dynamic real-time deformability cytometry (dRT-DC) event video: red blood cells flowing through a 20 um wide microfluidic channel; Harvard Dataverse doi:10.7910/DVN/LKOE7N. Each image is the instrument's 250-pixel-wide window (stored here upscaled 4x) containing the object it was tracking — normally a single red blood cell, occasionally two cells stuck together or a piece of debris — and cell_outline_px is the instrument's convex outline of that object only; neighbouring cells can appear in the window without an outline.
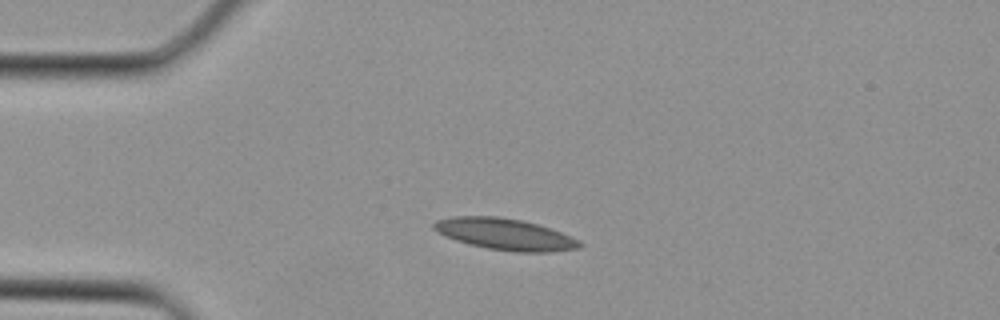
{"species": "Egyptian fruit bat (a non-hibernating species)", "species_latin": "Rousettus aegyptiacus", "temperature_condition": "cold", "stored_images_in_passage": 4, "camera_frame_rate_fps": 3000, "um_per_image_px": 0.085, "animal": {"sex": "female"}, "frame": {"image": 1, "passage_image": 4, "time_ms": 1.0, "image_size_px": [1000, 320], "cell_outline_px": [[584, 244], [580, 248], [552, 252], [516, 252], [488, 248], [456, 240], [432, 228], [432, 224], [436, 220], [452, 216], [496, 216], [520, 220], [536, 224], [560, 232], [580, 240]], "centroid_in_image_um": [42.96, 19.91], "position_along_channel_um": 42.0, "area_um2": 26.41}}